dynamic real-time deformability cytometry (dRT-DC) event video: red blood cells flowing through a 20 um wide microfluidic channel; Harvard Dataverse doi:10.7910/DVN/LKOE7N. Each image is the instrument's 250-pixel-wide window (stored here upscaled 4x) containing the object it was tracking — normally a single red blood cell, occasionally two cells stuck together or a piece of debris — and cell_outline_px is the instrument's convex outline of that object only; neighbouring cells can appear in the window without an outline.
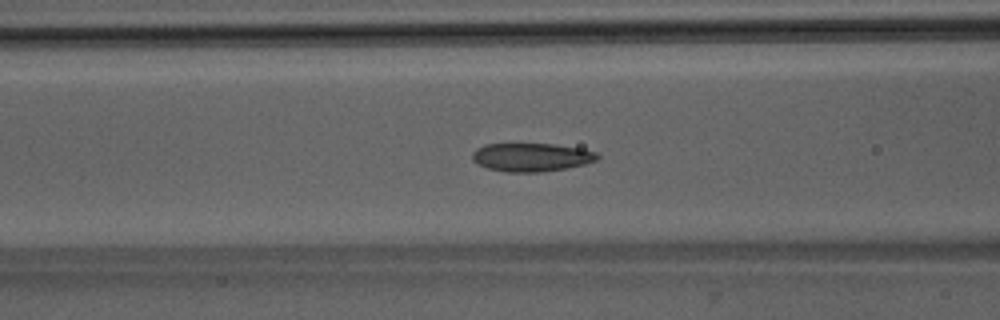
{"species": "Egyptian fruit bat (a non-hibernating species)", "species_latin": "Rousettus aegyptiacus", "temperature_condition": "room temperature", "stored_images_in_passage": 51, "camera_frame_rate_fps": 3000, "um_per_image_px": 0.085, "animal": {"sex": "male"}, "frame": {"image": 1, "passage_image": 20, "time_ms": 6.333, "image_size_px": [1000, 320], "cell_outline_px": [[600, 156], [596, 160], [584, 164], [568, 168], [540, 172], [508, 172], [488, 168], [476, 164], [472, 160], [472, 152], [476, 148], [484, 144], [556, 144], [580, 148], [596, 152]], "centroid_in_image_um": [45.15, 13.36], "position_along_channel_um": 121.5, "area_um2": 20.81}}
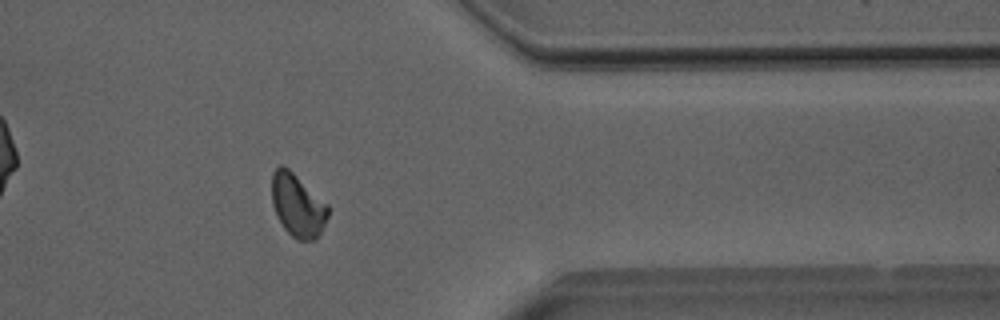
{"frame": {"image": 2, "passage_image": 41, "time_ms": 13.333, "image_size_px": [1000, 320], "cell_outline_px": [[328, 216], [316, 240], [296, 240], [284, 228], [276, 216], [272, 204], [272, 172], [280, 164], [288, 168], [328, 204]], "centroid_in_image_um": [25.28, 17.46], "position_along_channel_um": 386.1, "area_um2": 20.58}}
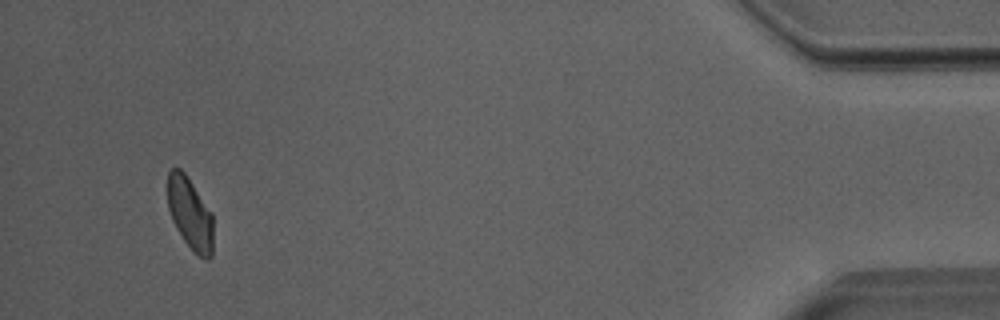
{"frame": {"image": 3, "passage_image": 48, "time_ms": 15.667, "image_size_px": [1000, 320], "cell_outline_px": [[212, 256], [208, 260], [204, 260], [184, 240], [176, 228], [172, 220], [168, 208], [168, 172], [172, 168], [180, 168], [184, 172], [212, 212]], "centroid_in_image_um": [16.15, 18.14], "position_along_channel_um": 419.0, "area_um2": 18.9}, "authors_computed_cell_mechanics": {"area_um2": 20.808, "velocity_mm_per_s": 3.9833, "shape_relaxation_time_tau1_ms": 5.461, "shape_relaxation_time_tau2_ms": 1.5754, "deformation_change_tau1": 0.1221, "deformation_change_tau2": 0.0602}}